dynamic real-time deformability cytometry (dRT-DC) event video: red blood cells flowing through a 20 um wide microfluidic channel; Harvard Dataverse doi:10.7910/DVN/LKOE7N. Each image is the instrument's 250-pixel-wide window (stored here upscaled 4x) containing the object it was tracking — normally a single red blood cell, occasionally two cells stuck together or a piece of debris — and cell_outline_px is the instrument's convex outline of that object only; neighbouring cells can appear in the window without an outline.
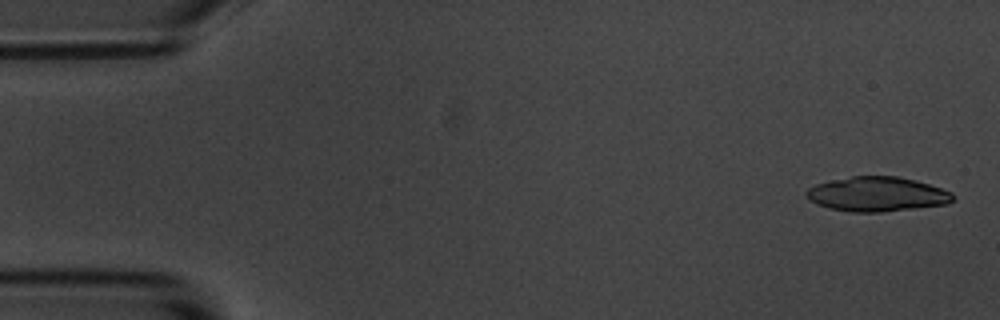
{"species": "common noctule bat (a hibernating species)", "species_latin": "Nyctalus noctula", "temperature_condition": "room temperature", "stored_images_in_passage": 27, "camera_frame_rate_fps": 3000, "um_per_image_px": 0.085, "animal": {"sex": "male", "body_mass_g": 20.1, "forearm_length_mm": 53.5}, "frame": {"image": 1, "passage_image": 2, "time_ms": 0.333, "image_size_px": [1000, 320], "cell_outline_px": [[956, 196], [948, 204], [916, 208], [880, 212], [848, 212], [828, 208], [816, 204], [804, 192], [808, 188], [816, 184], [832, 180], [852, 176], [900, 176], [916, 180], [952, 192]], "centroid_in_image_um": [74.56, 16.5], "position_along_channel_um": 10.4, "area_um2": 29.59}}